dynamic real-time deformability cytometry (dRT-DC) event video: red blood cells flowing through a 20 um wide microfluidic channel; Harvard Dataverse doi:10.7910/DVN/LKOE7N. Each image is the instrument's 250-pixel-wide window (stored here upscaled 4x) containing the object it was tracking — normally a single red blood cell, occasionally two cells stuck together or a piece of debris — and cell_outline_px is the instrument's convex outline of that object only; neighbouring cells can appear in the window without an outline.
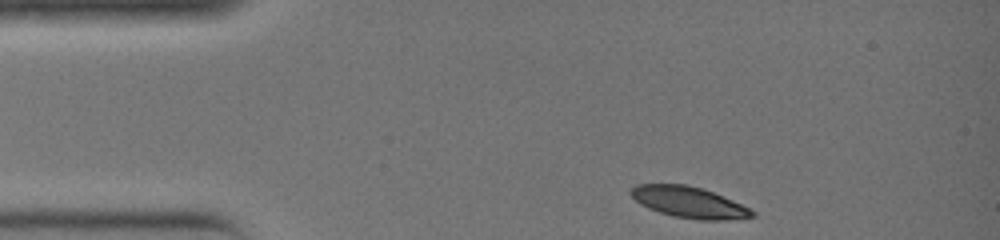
{"species": "common noctule bat (a hibernating species)", "species_latin": "Nyctalus noctula", "temperature_condition": "warm", "stored_images_in_passage": 28, "camera_frame_rate_fps": 3000, "um_per_image_px": 0.085, "animal": {"sex": "female", "body_mass_g": 19.0, "forearm_length_mm": 51.5}, "frame": {"image": 1, "passage_image": 1, "time_ms": 0.0, "image_size_px": [1000, 240], "cell_outline_px": [[756, 216], [724, 220], [700, 220], [672, 216], [648, 208], [640, 204], [628, 192], [636, 184], [688, 184], [704, 188], [732, 200], [756, 212]], "centroid_in_image_um": [58.55, 17.18], "position_along_channel_um": 26.5, "area_um2": 22.02}}
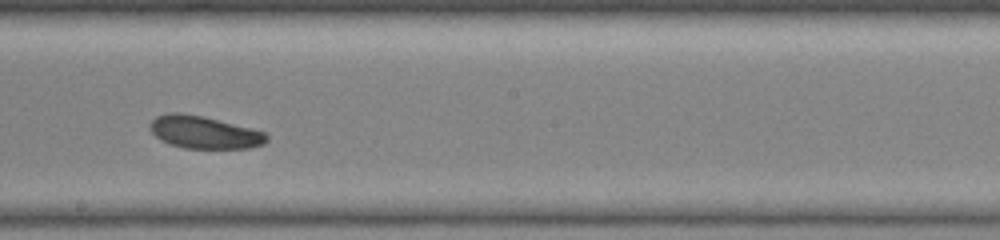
{"frame": {"image": 2, "passage_image": 16, "time_ms": 5.0, "image_size_px": [1000, 240], "cell_outline_px": [[268, 140], [264, 144], [248, 148], [184, 148], [168, 144], [160, 140], [148, 128], [148, 124], [156, 116], [168, 112], [180, 112], [204, 116], [252, 128], [264, 132], [268, 136]], "centroid_in_image_um": [17.32, 11.23], "position_along_channel_um": 230.9, "area_um2": 22.37}}
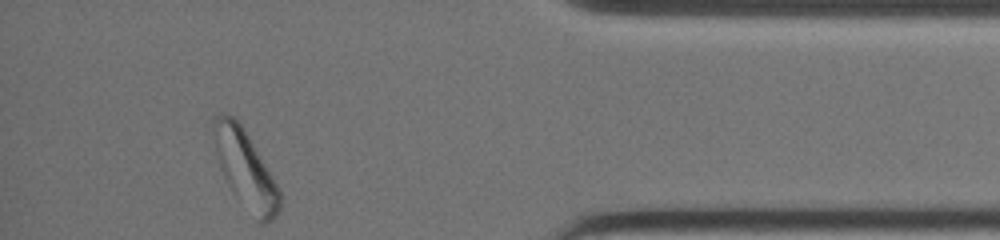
{"frame": {"image": 3, "passage_image": 28, "time_ms": 9.0, "image_size_px": [1000, 240], "cell_outline_px": [[280, 208], [276, 216], [272, 220], [264, 224], [260, 224], [228, 188], [220, 168], [216, 152], [212, 120], [220, 112], [224, 112], [232, 116], [240, 124], [248, 136], [272, 176], [280, 192]], "centroid_in_image_um": [20.83, 14.41], "position_along_channel_um": 414.4, "area_um2": 29.54}}